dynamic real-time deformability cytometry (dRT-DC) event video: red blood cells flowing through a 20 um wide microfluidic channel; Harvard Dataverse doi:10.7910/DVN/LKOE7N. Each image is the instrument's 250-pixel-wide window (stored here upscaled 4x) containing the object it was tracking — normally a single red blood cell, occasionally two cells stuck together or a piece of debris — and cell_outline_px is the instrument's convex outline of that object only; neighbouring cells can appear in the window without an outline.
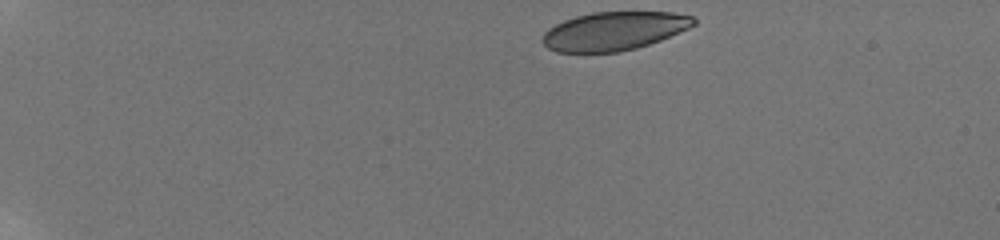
{"species": "human", "species_latin": "Homo sapiens", "temperature_condition": "room temperature", "stored_images_in_passage": 46, "camera_frame_rate_fps": 3000, "um_per_image_px": 0.085, "donor": {"sex": "male"}, "frame": {"image": 1, "passage_image": 1, "time_ms": 0.0, "image_size_px": [1000, 240], "cell_outline_px": [[696, 24], [688, 28], [660, 40], [636, 48], [620, 52], [556, 52], [548, 48], [540, 40], [544, 32], [548, 28], [564, 20], [576, 16], [592, 12], [672, 12], [696, 16]], "centroid_in_image_um": [52.18, 2.63], "position_along_channel_um": 32.8, "area_um2": 34.04}}
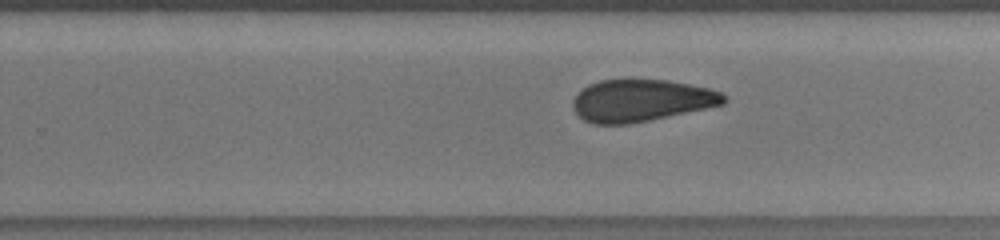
{"frame": {"image": 2, "passage_image": 29, "time_ms": 9.333, "image_size_px": [1000, 240], "cell_outline_px": [[728, 100], [724, 104], [648, 120], [628, 124], [592, 124], [584, 120], [576, 112], [572, 104], [572, 100], [588, 84], [600, 80], [668, 80], [708, 88], [720, 92], [728, 96]], "centroid_in_image_um": [54.5, 8.54], "position_along_channel_um": 275.3, "area_um2": 36.65}}
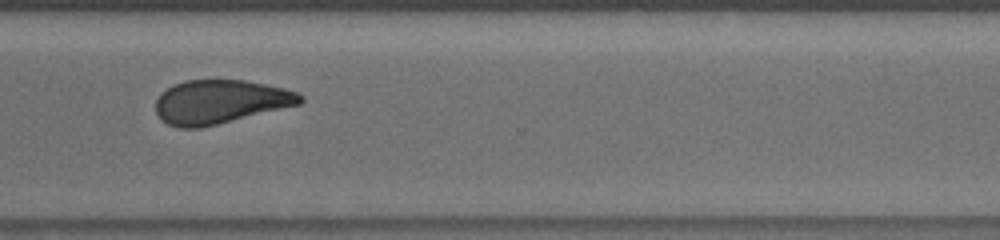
{"frame": {"image": 3, "passage_image": 35, "time_ms": 11.333, "image_size_px": [1000, 240], "cell_outline_px": [[304, 100], [300, 104], [200, 128], [180, 128], [168, 124], [160, 120], [156, 112], [156, 100], [160, 92], [172, 84], [184, 80], [244, 80], [284, 88], [296, 92], [304, 96]], "centroid_in_image_um": [18.67, 8.64], "position_along_channel_um": 351.9, "area_um2": 36.88}, "authors_computed_cell_mechanics": {"area_um2": 37.2521, "velocity_mm_per_s": 3.8195, "shape_relaxation_time_tau1_ms": null, "shape_relaxation_time_tau2_ms": 3.1177, "deformation_change_tau1": null, "deformation_change_tau2": 0.0861}}